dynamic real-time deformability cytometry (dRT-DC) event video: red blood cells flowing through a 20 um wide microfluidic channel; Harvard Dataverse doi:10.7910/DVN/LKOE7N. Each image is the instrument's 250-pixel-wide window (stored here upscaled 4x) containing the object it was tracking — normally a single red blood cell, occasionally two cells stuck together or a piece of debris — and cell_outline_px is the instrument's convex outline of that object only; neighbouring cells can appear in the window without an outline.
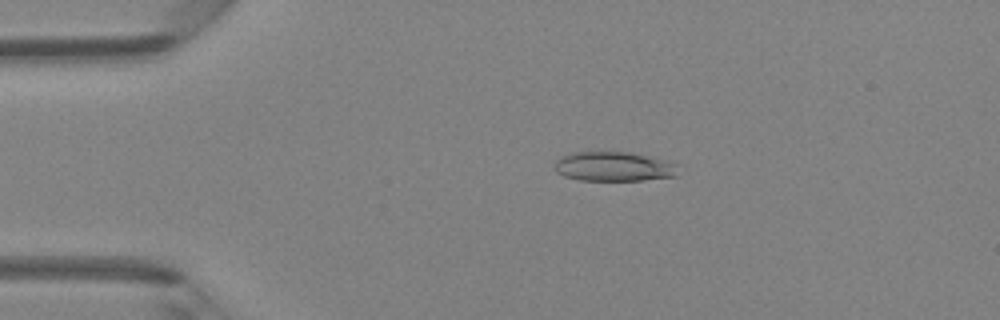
{"species": "Egyptian fruit bat (a non-hibernating species)", "species_latin": "Rousettus aegyptiacus", "temperature_condition": "room temperature", "stored_images_in_passage": 48, "camera_frame_rate_fps": 3000, "um_per_image_px": 0.085, "animal": {"sex": "female"}, "frame": {"image": 1, "passage_image": 10, "time_ms": 3.0, "image_size_px": [1000, 320], "cell_outline_px": [[680, 164], [676, 176], [644, 180], [580, 180], [564, 176], [556, 172], [556, 160], [572, 152], [628, 152], [668, 160]], "centroid_in_image_um": [52.24, 14.15], "position_along_channel_um": 32.8, "area_um2": 21.27}}
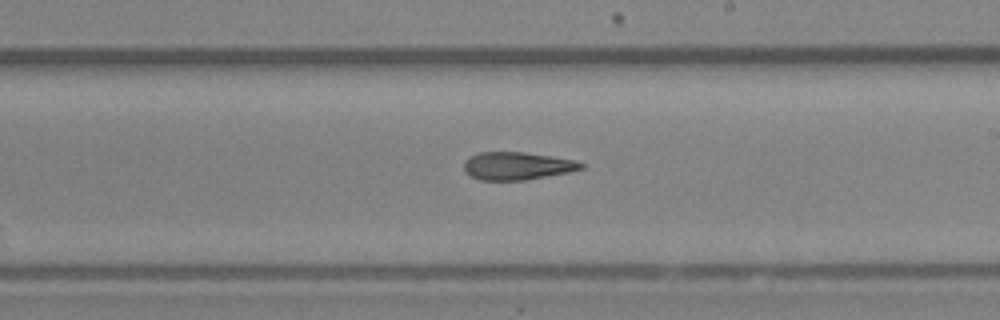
{"frame": {"image": 2, "passage_image": 28, "time_ms": 9.0, "image_size_px": [1000, 320], "cell_outline_px": [[584, 168], [568, 172], [524, 180], [480, 180], [464, 172], [464, 160], [480, 152], [524, 152], [552, 156], [576, 160], [584, 164]], "centroid_in_image_um": [43.95, 14.1], "position_along_channel_um": 245.0, "area_um2": 18.9}}
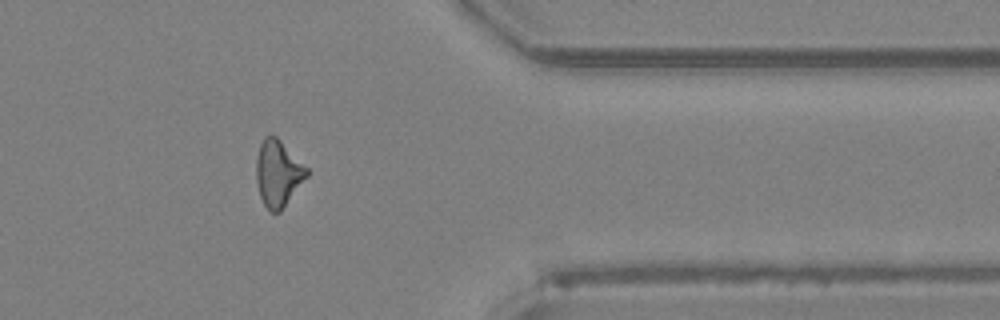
{"frame": {"image": 3, "passage_image": 39, "time_ms": 12.667, "image_size_px": [1000, 320], "cell_outline_px": [[308, 176], [280, 212], [272, 212], [264, 204], [260, 196], [256, 180], [256, 156], [260, 144], [264, 136], [276, 136], [308, 168]], "centroid_in_image_um": [23.63, 14.73], "position_along_channel_um": 387.8, "area_um2": 19.42}, "authors_computed_cell_mechanics": {"area_um2": 19.8832, "velocity_mm_per_s": 4.3136, "shape_relaxation_time_tau1_ms": null, "shape_relaxation_time_tau2_ms": 8.9604, "deformation_change_tau1": null, "deformation_change_tau2": 0.2458}}